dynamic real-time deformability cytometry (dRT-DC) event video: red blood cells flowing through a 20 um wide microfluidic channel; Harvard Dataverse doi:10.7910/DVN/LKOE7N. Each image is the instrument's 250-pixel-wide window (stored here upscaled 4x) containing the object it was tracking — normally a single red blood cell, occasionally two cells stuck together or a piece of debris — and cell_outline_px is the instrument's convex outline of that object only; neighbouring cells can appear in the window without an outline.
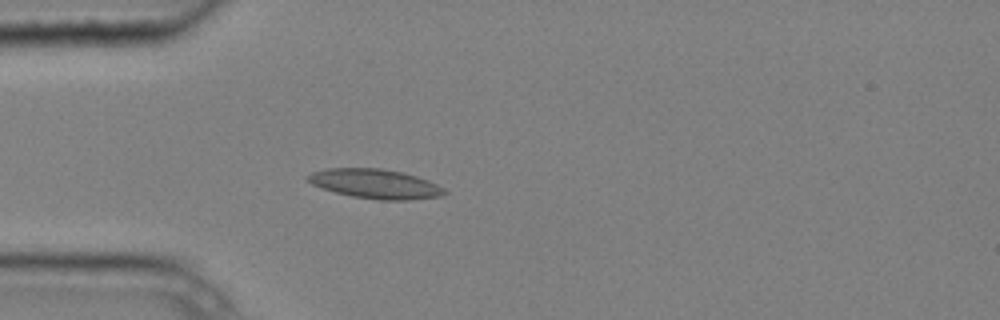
{"species": "common noctule bat (a hibernating species)", "species_latin": "Nyctalus noctula", "temperature_condition": "cold", "stored_images_in_passage": 5, "camera_frame_rate_fps": 3000, "um_per_image_px": 0.085, "animal": {"sex": "male", "body_mass_g": 20.4}, "frame": {"image": 1, "passage_image": 5, "time_ms": 1.333, "image_size_px": [1000, 320], "cell_outline_px": [[448, 192], [444, 196], [408, 200], [380, 200], [352, 196], [336, 192], [312, 184], [304, 176], [312, 172], [328, 168], [380, 168], [400, 172], [416, 176], [428, 180], [444, 188]], "centroid_in_image_um": [31.92, 15.63], "position_along_channel_um": 53.1, "area_um2": 23.35}}